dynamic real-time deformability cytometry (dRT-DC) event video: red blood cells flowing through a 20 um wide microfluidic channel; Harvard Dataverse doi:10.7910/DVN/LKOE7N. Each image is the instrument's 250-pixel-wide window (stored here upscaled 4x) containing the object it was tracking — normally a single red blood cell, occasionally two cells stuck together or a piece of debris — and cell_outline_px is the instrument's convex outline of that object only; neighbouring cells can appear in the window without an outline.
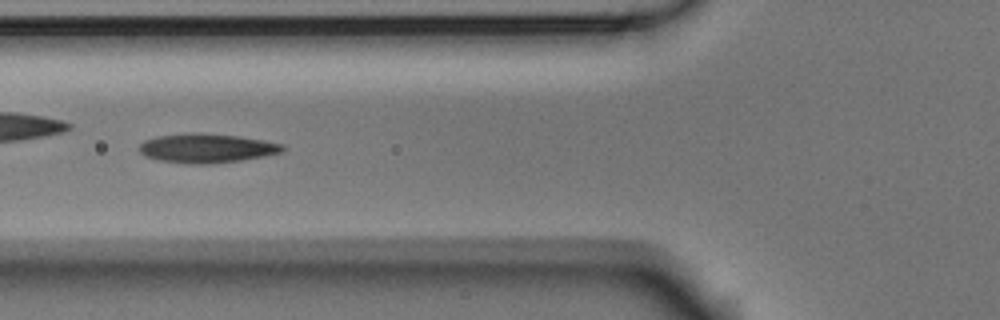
{"species": "Egyptian fruit bat (a non-hibernating species)", "species_latin": "Rousettus aegyptiacus", "temperature_condition": "room temperature", "stored_images_in_passage": 5, "camera_frame_rate_fps": 3000, "um_per_image_px": 0.085, "animal": {"sex": "male"}, "frame": {"image": 1, "passage_image": 3, "time_ms": 0.667, "image_size_px": [1000, 320], "cell_outline_px": [[284, 152], [264, 156], [240, 160], [208, 164], [188, 164], [156, 160], [144, 156], [140, 152], [140, 144], [144, 140], [156, 136], [188, 132], [200, 132], [240, 136], [264, 140], [284, 144]], "centroid_in_image_um": [17.55, 12.59], "position_along_channel_um": 108.2, "area_um2": 24.74}}
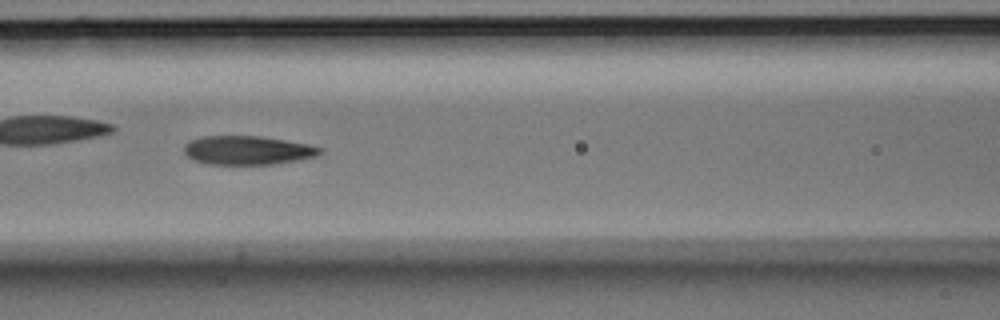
{"frame": {"image": 2, "passage_image": 4, "time_ms": 1.0, "image_size_px": [1000, 320], "cell_outline_px": [[324, 152], [316, 156], [296, 160], [272, 164], [208, 164], [192, 160], [184, 152], [184, 144], [188, 140], [200, 136], [260, 136], [308, 144], [324, 148]], "centroid_in_image_um": [21.02, 12.76], "position_along_channel_um": 145.6, "area_um2": 22.95}}
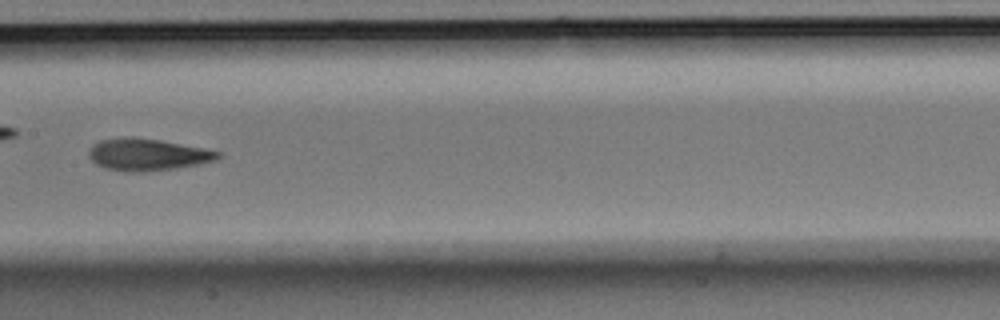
{"frame": {"image": 3, "passage_image": 5, "time_ms": 1.333, "image_size_px": [1000, 320], "cell_outline_px": [[224, 156], [216, 160], [200, 164], [176, 168], [148, 172], [128, 172], [104, 168], [96, 164], [88, 156], [88, 152], [92, 144], [100, 140], [132, 136], [160, 140], [204, 148], [220, 152]], "centroid_in_image_um": [12.54, 13.14], "position_along_channel_um": 194.9, "area_um2": 24.33}}